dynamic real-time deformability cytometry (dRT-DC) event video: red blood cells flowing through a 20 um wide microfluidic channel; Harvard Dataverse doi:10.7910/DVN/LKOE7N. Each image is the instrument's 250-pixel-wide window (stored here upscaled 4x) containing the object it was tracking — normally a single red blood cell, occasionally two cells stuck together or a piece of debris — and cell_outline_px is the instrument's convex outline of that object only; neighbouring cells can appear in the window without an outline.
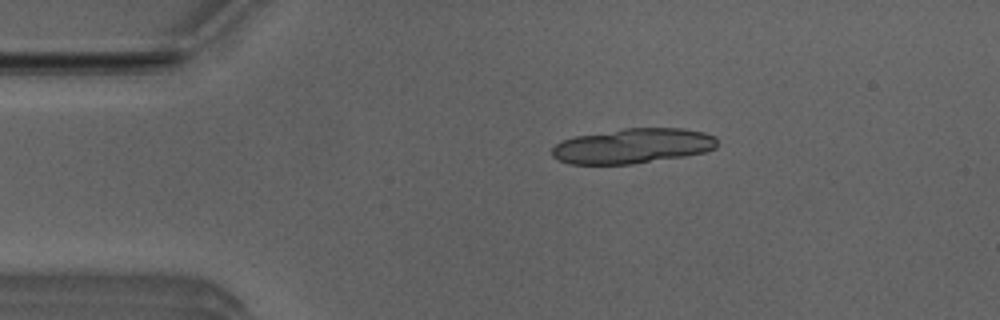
{"species": "Egyptian fruit bat (a non-hibernating species)", "species_latin": "Rousettus aegyptiacus", "temperature_condition": "room temperature", "stored_images_in_passage": 8, "segment_of_instrument_passage": [1, 2], "camera_frame_rate_fps": 3000, "um_per_image_px": 0.085, "animal": {"sex": "male"}, "frame": {"image": 1, "passage_image": 3, "time_ms": 0.667, "image_size_px": [1000, 320], "cell_outline_px": [[716, 148], [704, 152], [684, 156], [632, 164], [568, 164], [552, 156], [552, 148], [560, 140], [576, 136], [624, 128], [680, 128], [704, 132], [716, 136]], "centroid_in_image_um": [53.77, 12.4], "position_along_channel_um": 31.2, "area_um2": 33.7}}